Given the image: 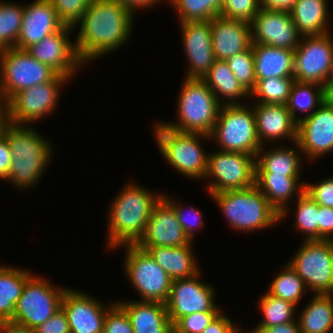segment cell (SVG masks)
Masks as SVG:
<instances>
[{"label": "cell", "instance_id": "6da1fadb", "mask_svg": "<svg viewBox=\"0 0 333 333\" xmlns=\"http://www.w3.org/2000/svg\"><path fill=\"white\" fill-rule=\"evenodd\" d=\"M133 11L115 0H92L80 18L75 47L80 60L91 59L116 50L127 41Z\"/></svg>", "mask_w": 333, "mask_h": 333}, {"label": "cell", "instance_id": "7a4b0ae2", "mask_svg": "<svg viewBox=\"0 0 333 333\" xmlns=\"http://www.w3.org/2000/svg\"><path fill=\"white\" fill-rule=\"evenodd\" d=\"M120 194V195H119ZM114 199L109 214L108 247L136 244L145 233L153 207L162 197L129 184Z\"/></svg>", "mask_w": 333, "mask_h": 333}, {"label": "cell", "instance_id": "3957f363", "mask_svg": "<svg viewBox=\"0 0 333 333\" xmlns=\"http://www.w3.org/2000/svg\"><path fill=\"white\" fill-rule=\"evenodd\" d=\"M33 128L10 124L4 133L12 154L10 172L6 180L17 187H32L51 159L50 143Z\"/></svg>", "mask_w": 333, "mask_h": 333}, {"label": "cell", "instance_id": "277c9868", "mask_svg": "<svg viewBox=\"0 0 333 333\" xmlns=\"http://www.w3.org/2000/svg\"><path fill=\"white\" fill-rule=\"evenodd\" d=\"M225 214L231 228L240 231L260 230L280 221V213L263 193L253 185L210 194Z\"/></svg>", "mask_w": 333, "mask_h": 333}, {"label": "cell", "instance_id": "5b68a950", "mask_svg": "<svg viewBox=\"0 0 333 333\" xmlns=\"http://www.w3.org/2000/svg\"><path fill=\"white\" fill-rule=\"evenodd\" d=\"M178 99V123H163L165 126L185 133L210 136L221 104L206 83L199 78H186Z\"/></svg>", "mask_w": 333, "mask_h": 333}, {"label": "cell", "instance_id": "8992f818", "mask_svg": "<svg viewBox=\"0 0 333 333\" xmlns=\"http://www.w3.org/2000/svg\"><path fill=\"white\" fill-rule=\"evenodd\" d=\"M222 151L257 155L263 146L257 134L254 110L243 104L221 105L210 134Z\"/></svg>", "mask_w": 333, "mask_h": 333}, {"label": "cell", "instance_id": "52a82bcc", "mask_svg": "<svg viewBox=\"0 0 333 333\" xmlns=\"http://www.w3.org/2000/svg\"><path fill=\"white\" fill-rule=\"evenodd\" d=\"M156 141L161 154L172 167L191 178L206 176L208 155L204 153L199 139L210 136L199 133H185L175 131L163 123H157Z\"/></svg>", "mask_w": 333, "mask_h": 333}, {"label": "cell", "instance_id": "ba28073f", "mask_svg": "<svg viewBox=\"0 0 333 333\" xmlns=\"http://www.w3.org/2000/svg\"><path fill=\"white\" fill-rule=\"evenodd\" d=\"M0 85L7 102L18 92L51 81L58 73L26 50H0Z\"/></svg>", "mask_w": 333, "mask_h": 333}, {"label": "cell", "instance_id": "9c48e42d", "mask_svg": "<svg viewBox=\"0 0 333 333\" xmlns=\"http://www.w3.org/2000/svg\"><path fill=\"white\" fill-rule=\"evenodd\" d=\"M66 290L57 289L47 280L32 275L26 281L10 321L34 330L61 309Z\"/></svg>", "mask_w": 333, "mask_h": 333}, {"label": "cell", "instance_id": "30bf717a", "mask_svg": "<svg viewBox=\"0 0 333 333\" xmlns=\"http://www.w3.org/2000/svg\"><path fill=\"white\" fill-rule=\"evenodd\" d=\"M288 264L308 289L333 294V240L305 239Z\"/></svg>", "mask_w": 333, "mask_h": 333}, {"label": "cell", "instance_id": "8fae6325", "mask_svg": "<svg viewBox=\"0 0 333 333\" xmlns=\"http://www.w3.org/2000/svg\"><path fill=\"white\" fill-rule=\"evenodd\" d=\"M125 272L131 284L142 296L141 301L166 304L172 279L149 253L136 244H126Z\"/></svg>", "mask_w": 333, "mask_h": 333}, {"label": "cell", "instance_id": "7c38bea8", "mask_svg": "<svg viewBox=\"0 0 333 333\" xmlns=\"http://www.w3.org/2000/svg\"><path fill=\"white\" fill-rule=\"evenodd\" d=\"M255 173V155L222 150L208 155L205 177L214 178L207 187L210 194L249 188L255 185Z\"/></svg>", "mask_w": 333, "mask_h": 333}, {"label": "cell", "instance_id": "4fadbf2b", "mask_svg": "<svg viewBox=\"0 0 333 333\" xmlns=\"http://www.w3.org/2000/svg\"><path fill=\"white\" fill-rule=\"evenodd\" d=\"M68 80L69 78L57 74L51 81L16 93L7 102L11 124H28L51 113L56 101L58 102L59 86Z\"/></svg>", "mask_w": 333, "mask_h": 333}, {"label": "cell", "instance_id": "5bb4252c", "mask_svg": "<svg viewBox=\"0 0 333 333\" xmlns=\"http://www.w3.org/2000/svg\"><path fill=\"white\" fill-rule=\"evenodd\" d=\"M331 34L306 36L294 50V79L300 82H327L333 62Z\"/></svg>", "mask_w": 333, "mask_h": 333}, {"label": "cell", "instance_id": "9a60e30c", "mask_svg": "<svg viewBox=\"0 0 333 333\" xmlns=\"http://www.w3.org/2000/svg\"><path fill=\"white\" fill-rule=\"evenodd\" d=\"M200 275L199 273L191 278L172 280L166 307L173 325L189 314L221 312L214 302L213 287L198 280Z\"/></svg>", "mask_w": 333, "mask_h": 333}, {"label": "cell", "instance_id": "2e32d148", "mask_svg": "<svg viewBox=\"0 0 333 333\" xmlns=\"http://www.w3.org/2000/svg\"><path fill=\"white\" fill-rule=\"evenodd\" d=\"M250 25L252 44H263L294 51L300 43L298 37H302L288 11L260 9Z\"/></svg>", "mask_w": 333, "mask_h": 333}, {"label": "cell", "instance_id": "e0dca14e", "mask_svg": "<svg viewBox=\"0 0 333 333\" xmlns=\"http://www.w3.org/2000/svg\"><path fill=\"white\" fill-rule=\"evenodd\" d=\"M191 242L184 233L173 207L161 197L153 207L145 233L136 245L146 251L149 247H180Z\"/></svg>", "mask_w": 333, "mask_h": 333}, {"label": "cell", "instance_id": "ac0fdd59", "mask_svg": "<svg viewBox=\"0 0 333 333\" xmlns=\"http://www.w3.org/2000/svg\"><path fill=\"white\" fill-rule=\"evenodd\" d=\"M72 28L74 27L65 25L39 43L31 45L26 51L39 62L70 79L73 73L75 74V70L83 64L76 51L75 43L72 44L68 37Z\"/></svg>", "mask_w": 333, "mask_h": 333}, {"label": "cell", "instance_id": "d6986e66", "mask_svg": "<svg viewBox=\"0 0 333 333\" xmlns=\"http://www.w3.org/2000/svg\"><path fill=\"white\" fill-rule=\"evenodd\" d=\"M295 145L312 160L333 151V106L323 102L298 123Z\"/></svg>", "mask_w": 333, "mask_h": 333}, {"label": "cell", "instance_id": "ffe728a7", "mask_svg": "<svg viewBox=\"0 0 333 333\" xmlns=\"http://www.w3.org/2000/svg\"><path fill=\"white\" fill-rule=\"evenodd\" d=\"M180 24L185 53L190 63V70L184 78L202 79L216 61L211 21H188Z\"/></svg>", "mask_w": 333, "mask_h": 333}, {"label": "cell", "instance_id": "44dd1931", "mask_svg": "<svg viewBox=\"0 0 333 333\" xmlns=\"http://www.w3.org/2000/svg\"><path fill=\"white\" fill-rule=\"evenodd\" d=\"M93 297L67 289L61 309L66 314L71 333H103L106 307Z\"/></svg>", "mask_w": 333, "mask_h": 333}, {"label": "cell", "instance_id": "7402d4cb", "mask_svg": "<svg viewBox=\"0 0 333 333\" xmlns=\"http://www.w3.org/2000/svg\"><path fill=\"white\" fill-rule=\"evenodd\" d=\"M64 26L50 0H35L27 7L24 6L22 26L15 48L26 50Z\"/></svg>", "mask_w": 333, "mask_h": 333}, {"label": "cell", "instance_id": "603a6c76", "mask_svg": "<svg viewBox=\"0 0 333 333\" xmlns=\"http://www.w3.org/2000/svg\"><path fill=\"white\" fill-rule=\"evenodd\" d=\"M211 36L216 60L226 61L252 45L250 23L220 15L211 20Z\"/></svg>", "mask_w": 333, "mask_h": 333}, {"label": "cell", "instance_id": "cb8c5ba5", "mask_svg": "<svg viewBox=\"0 0 333 333\" xmlns=\"http://www.w3.org/2000/svg\"><path fill=\"white\" fill-rule=\"evenodd\" d=\"M255 123L261 146L263 140L275 141L283 137H289L293 142L297 140L298 124L284 104L254 105Z\"/></svg>", "mask_w": 333, "mask_h": 333}, {"label": "cell", "instance_id": "d4e9b609", "mask_svg": "<svg viewBox=\"0 0 333 333\" xmlns=\"http://www.w3.org/2000/svg\"><path fill=\"white\" fill-rule=\"evenodd\" d=\"M119 304L128 314L134 333H173L166 304L141 299Z\"/></svg>", "mask_w": 333, "mask_h": 333}, {"label": "cell", "instance_id": "484cf974", "mask_svg": "<svg viewBox=\"0 0 333 333\" xmlns=\"http://www.w3.org/2000/svg\"><path fill=\"white\" fill-rule=\"evenodd\" d=\"M256 80L294 77V51L263 44H252Z\"/></svg>", "mask_w": 333, "mask_h": 333}, {"label": "cell", "instance_id": "4316f807", "mask_svg": "<svg viewBox=\"0 0 333 333\" xmlns=\"http://www.w3.org/2000/svg\"><path fill=\"white\" fill-rule=\"evenodd\" d=\"M191 244L180 247H149L146 251L172 279H185L200 273Z\"/></svg>", "mask_w": 333, "mask_h": 333}, {"label": "cell", "instance_id": "83f0119b", "mask_svg": "<svg viewBox=\"0 0 333 333\" xmlns=\"http://www.w3.org/2000/svg\"><path fill=\"white\" fill-rule=\"evenodd\" d=\"M299 179V176L255 175L256 187L280 213V221L287 214V205H285L287 200L291 199L297 191L301 194L305 190V182L301 185Z\"/></svg>", "mask_w": 333, "mask_h": 333}, {"label": "cell", "instance_id": "f1b7e54d", "mask_svg": "<svg viewBox=\"0 0 333 333\" xmlns=\"http://www.w3.org/2000/svg\"><path fill=\"white\" fill-rule=\"evenodd\" d=\"M327 0H297L290 11L292 20L302 37L329 33L327 28ZM327 29V30H326Z\"/></svg>", "mask_w": 333, "mask_h": 333}, {"label": "cell", "instance_id": "f546056e", "mask_svg": "<svg viewBox=\"0 0 333 333\" xmlns=\"http://www.w3.org/2000/svg\"><path fill=\"white\" fill-rule=\"evenodd\" d=\"M202 80L215 94L216 99L221 105L224 103L220 102L221 98L219 96L227 100L229 99V102L226 100L225 104L233 105L240 104V102H237V99L240 97L249 95L238 83L226 61L216 60L210 67V70L203 76Z\"/></svg>", "mask_w": 333, "mask_h": 333}, {"label": "cell", "instance_id": "4dcf8cb0", "mask_svg": "<svg viewBox=\"0 0 333 333\" xmlns=\"http://www.w3.org/2000/svg\"><path fill=\"white\" fill-rule=\"evenodd\" d=\"M32 275L14 267H0V321H10L26 281Z\"/></svg>", "mask_w": 333, "mask_h": 333}, {"label": "cell", "instance_id": "1f68e13d", "mask_svg": "<svg viewBox=\"0 0 333 333\" xmlns=\"http://www.w3.org/2000/svg\"><path fill=\"white\" fill-rule=\"evenodd\" d=\"M262 151L264 149L261 147L256 155L255 175L300 176L301 159L298 152L281 147L271 152Z\"/></svg>", "mask_w": 333, "mask_h": 333}, {"label": "cell", "instance_id": "d6a6232c", "mask_svg": "<svg viewBox=\"0 0 333 333\" xmlns=\"http://www.w3.org/2000/svg\"><path fill=\"white\" fill-rule=\"evenodd\" d=\"M315 294L299 322L301 333H329L333 328V295Z\"/></svg>", "mask_w": 333, "mask_h": 333}, {"label": "cell", "instance_id": "836d02e7", "mask_svg": "<svg viewBox=\"0 0 333 333\" xmlns=\"http://www.w3.org/2000/svg\"><path fill=\"white\" fill-rule=\"evenodd\" d=\"M313 88L317 89V91L313 92ZM323 102V85L314 82H300L295 80L292 85L286 106L292 115L293 120L298 124L316 111V109L314 111L312 110L315 108V105L320 106ZM296 110H300V112L302 111L306 113L309 111L310 113L308 112L304 118H297Z\"/></svg>", "mask_w": 333, "mask_h": 333}, {"label": "cell", "instance_id": "e575fe53", "mask_svg": "<svg viewBox=\"0 0 333 333\" xmlns=\"http://www.w3.org/2000/svg\"><path fill=\"white\" fill-rule=\"evenodd\" d=\"M294 77H270L256 80L251 96L260 97L257 103L287 104Z\"/></svg>", "mask_w": 333, "mask_h": 333}, {"label": "cell", "instance_id": "d590c367", "mask_svg": "<svg viewBox=\"0 0 333 333\" xmlns=\"http://www.w3.org/2000/svg\"><path fill=\"white\" fill-rule=\"evenodd\" d=\"M181 23L188 21H211L220 15L223 0H169Z\"/></svg>", "mask_w": 333, "mask_h": 333}, {"label": "cell", "instance_id": "8d00e7d4", "mask_svg": "<svg viewBox=\"0 0 333 333\" xmlns=\"http://www.w3.org/2000/svg\"><path fill=\"white\" fill-rule=\"evenodd\" d=\"M23 13V6L0 1V50L15 48Z\"/></svg>", "mask_w": 333, "mask_h": 333}, {"label": "cell", "instance_id": "74e56055", "mask_svg": "<svg viewBox=\"0 0 333 333\" xmlns=\"http://www.w3.org/2000/svg\"><path fill=\"white\" fill-rule=\"evenodd\" d=\"M272 281L269 294L296 305L307 289L297 272L288 264Z\"/></svg>", "mask_w": 333, "mask_h": 333}, {"label": "cell", "instance_id": "f35d334b", "mask_svg": "<svg viewBox=\"0 0 333 333\" xmlns=\"http://www.w3.org/2000/svg\"><path fill=\"white\" fill-rule=\"evenodd\" d=\"M259 302L264 319L257 327H271L295 321L293 315H296V305L293 303L274 297L268 292Z\"/></svg>", "mask_w": 333, "mask_h": 333}, {"label": "cell", "instance_id": "ab89813d", "mask_svg": "<svg viewBox=\"0 0 333 333\" xmlns=\"http://www.w3.org/2000/svg\"><path fill=\"white\" fill-rule=\"evenodd\" d=\"M297 198L295 225L305 232L306 240H318V204L305 191Z\"/></svg>", "mask_w": 333, "mask_h": 333}, {"label": "cell", "instance_id": "60d3db41", "mask_svg": "<svg viewBox=\"0 0 333 333\" xmlns=\"http://www.w3.org/2000/svg\"><path fill=\"white\" fill-rule=\"evenodd\" d=\"M226 62L238 83L250 94L256 84L252 45L247 50L233 55Z\"/></svg>", "mask_w": 333, "mask_h": 333}, {"label": "cell", "instance_id": "b9f144b4", "mask_svg": "<svg viewBox=\"0 0 333 333\" xmlns=\"http://www.w3.org/2000/svg\"><path fill=\"white\" fill-rule=\"evenodd\" d=\"M260 10V0H223L220 16L251 23Z\"/></svg>", "mask_w": 333, "mask_h": 333}, {"label": "cell", "instance_id": "7bdbcfd3", "mask_svg": "<svg viewBox=\"0 0 333 333\" xmlns=\"http://www.w3.org/2000/svg\"><path fill=\"white\" fill-rule=\"evenodd\" d=\"M92 0H50L60 20L74 27L89 7Z\"/></svg>", "mask_w": 333, "mask_h": 333}, {"label": "cell", "instance_id": "ee69618b", "mask_svg": "<svg viewBox=\"0 0 333 333\" xmlns=\"http://www.w3.org/2000/svg\"><path fill=\"white\" fill-rule=\"evenodd\" d=\"M106 309L103 333H134L128 314L119 303Z\"/></svg>", "mask_w": 333, "mask_h": 333}, {"label": "cell", "instance_id": "f6af8a7d", "mask_svg": "<svg viewBox=\"0 0 333 333\" xmlns=\"http://www.w3.org/2000/svg\"><path fill=\"white\" fill-rule=\"evenodd\" d=\"M219 313L202 312L181 317L173 325V333H202Z\"/></svg>", "mask_w": 333, "mask_h": 333}, {"label": "cell", "instance_id": "bcb514c9", "mask_svg": "<svg viewBox=\"0 0 333 333\" xmlns=\"http://www.w3.org/2000/svg\"><path fill=\"white\" fill-rule=\"evenodd\" d=\"M305 192L319 205L333 207V177L321 181L319 184L305 183Z\"/></svg>", "mask_w": 333, "mask_h": 333}, {"label": "cell", "instance_id": "7dc6e473", "mask_svg": "<svg viewBox=\"0 0 333 333\" xmlns=\"http://www.w3.org/2000/svg\"><path fill=\"white\" fill-rule=\"evenodd\" d=\"M174 209L177 219L179 221V223L181 224L184 233L188 236V238L192 241V237L194 236V229L196 227L200 228V226H204V222H202V218H201V212L195 208H191L190 212H187L189 216L185 217V213L183 211V209H181V206L179 207V205L175 204L170 197L167 198L166 196L164 197V195L162 196ZM194 216V218L191 220L190 217ZM193 221V223H192Z\"/></svg>", "mask_w": 333, "mask_h": 333}, {"label": "cell", "instance_id": "c3c4849f", "mask_svg": "<svg viewBox=\"0 0 333 333\" xmlns=\"http://www.w3.org/2000/svg\"><path fill=\"white\" fill-rule=\"evenodd\" d=\"M34 333H71L66 314L62 309L35 328Z\"/></svg>", "mask_w": 333, "mask_h": 333}, {"label": "cell", "instance_id": "681fc988", "mask_svg": "<svg viewBox=\"0 0 333 333\" xmlns=\"http://www.w3.org/2000/svg\"><path fill=\"white\" fill-rule=\"evenodd\" d=\"M318 240H333V207L318 205ZM331 237V238H330Z\"/></svg>", "mask_w": 333, "mask_h": 333}, {"label": "cell", "instance_id": "f907efd6", "mask_svg": "<svg viewBox=\"0 0 333 333\" xmlns=\"http://www.w3.org/2000/svg\"><path fill=\"white\" fill-rule=\"evenodd\" d=\"M202 333H240V330L238 326L235 327L232 321L220 312Z\"/></svg>", "mask_w": 333, "mask_h": 333}, {"label": "cell", "instance_id": "816d5d0a", "mask_svg": "<svg viewBox=\"0 0 333 333\" xmlns=\"http://www.w3.org/2000/svg\"><path fill=\"white\" fill-rule=\"evenodd\" d=\"M12 154L6 137L0 139V179H6L10 172Z\"/></svg>", "mask_w": 333, "mask_h": 333}, {"label": "cell", "instance_id": "f5cc1de1", "mask_svg": "<svg viewBox=\"0 0 333 333\" xmlns=\"http://www.w3.org/2000/svg\"><path fill=\"white\" fill-rule=\"evenodd\" d=\"M249 333H301L299 322L292 321L271 327H256Z\"/></svg>", "mask_w": 333, "mask_h": 333}, {"label": "cell", "instance_id": "db71d44e", "mask_svg": "<svg viewBox=\"0 0 333 333\" xmlns=\"http://www.w3.org/2000/svg\"><path fill=\"white\" fill-rule=\"evenodd\" d=\"M297 0H260V9L290 12Z\"/></svg>", "mask_w": 333, "mask_h": 333}, {"label": "cell", "instance_id": "11a10c76", "mask_svg": "<svg viewBox=\"0 0 333 333\" xmlns=\"http://www.w3.org/2000/svg\"><path fill=\"white\" fill-rule=\"evenodd\" d=\"M0 333H34V331L11 321H0Z\"/></svg>", "mask_w": 333, "mask_h": 333}, {"label": "cell", "instance_id": "9f6ffc18", "mask_svg": "<svg viewBox=\"0 0 333 333\" xmlns=\"http://www.w3.org/2000/svg\"><path fill=\"white\" fill-rule=\"evenodd\" d=\"M125 6H127L128 8H130L133 12L136 9H141V8H146L151 6L152 4H156V2L160 1V0H115Z\"/></svg>", "mask_w": 333, "mask_h": 333}, {"label": "cell", "instance_id": "6f0895ef", "mask_svg": "<svg viewBox=\"0 0 333 333\" xmlns=\"http://www.w3.org/2000/svg\"><path fill=\"white\" fill-rule=\"evenodd\" d=\"M324 102L333 106V82H326L323 85Z\"/></svg>", "mask_w": 333, "mask_h": 333}, {"label": "cell", "instance_id": "680465c9", "mask_svg": "<svg viewBox=\"0 0 333 333\" xmlns=\"http://www.w3.org/2000/svg\"><path fill=\"white\" fill-rule=\"evenodd\" d=\"M10 124L9 111H0V139L4 137L5 130Z\"/></svg>", "mask_w": 333, "mask_h": 333}, {"label": "cell", "instance_id": "91938a15", "mask_svg": "<svg viewBox=\"0 0 333 333\" xmlns=\"http://www.w3.org/2000/svg\"><path fill=\"white\" fill-rule=\"evenodd\" d=\"M0 111H9L7 100L5 99L0 85Z\"/></svg>", "mask_w": 333, "mask_h": 333}, {"label": "cell", "instance_id": "94428289", "mask_svg": "<svg viewBox=\"0 0 333 333\" xmlns=\"http://www.w3.org/2000/svg\"><path fill=\"white\" fill-rule=\"evenodd\" d=\"M327 82H333V62H332V66H331V70H330Z\"/></svg>", "mask_w": 333, "mask_h": 333}]
</instances>
